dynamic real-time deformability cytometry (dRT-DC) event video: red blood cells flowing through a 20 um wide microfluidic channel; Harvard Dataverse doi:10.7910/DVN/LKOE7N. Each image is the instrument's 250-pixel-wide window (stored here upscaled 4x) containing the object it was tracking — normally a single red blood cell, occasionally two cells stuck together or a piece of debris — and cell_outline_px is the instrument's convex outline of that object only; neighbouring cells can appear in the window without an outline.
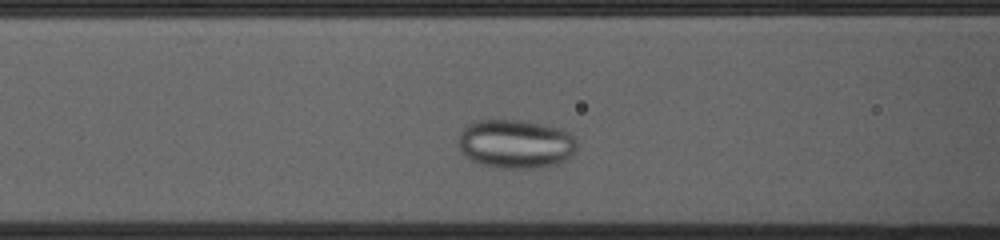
{"species": "common noctule bat (a hibernating species)", "species_latin": "Nyctalus noctula", "temperature_condition": "cold", "stored_images_in_passage": 33, "camera_frame_rate_fps": 3000, "um_per_image_px": 0.085, "animal": {"sex": "female", "body_mass_g": 23.0, "forearm_length_mm": 53.4}, "frame": {"image": 1, "passage_image": 10, "time_ms": 3.0, "image_size_px": [1000, 240], "cell_outline_px": [[576, 148], [572, 156], [556, 164], [536, 168], [500, 168], [484, 164], [472, 160], [460, 148], [460, 132], [468, 124], [476, 120], [520, 120], [544, 124], [560, 128], [572, 132], [576, 140]], "centroid_in_image_um": [43.89, 12.21], "position_along_channel_um": 122.7, "area_um2": 33.64}}
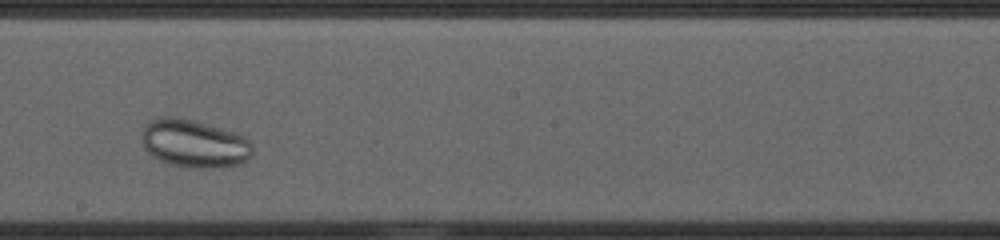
{"frame": {"image": 2, "passage_image": 19, "time_ms": 6.0, "image_size_px": [1000, 240], "cell_outline_px": [[252, 156], [248, 160], [240, 164], [224, 168], [188, 168], [172, 164], [160, 160], [152, 156], [144, 148], [140, 136], [144, 124], [148, 120], [160, 116], [172, 116], [196, 120], [236, 132], [244, 136], [252, 144]], "centroid_in_image_um": [16.5, 12.19], "position_along_channel_um": 231.7, "area_um2": 31.79}}
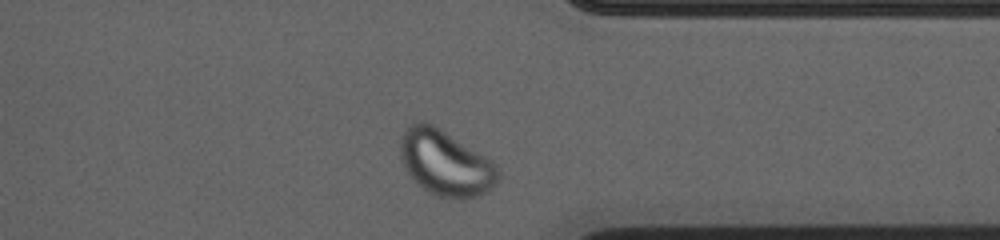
{"frame": {"image": 3, "passage_image": 31, "time_ms": 10.0, "image_size_px": [1000, 240], "cell_outline_px": [[500, 168], [496, 180], [488, 192], [480, 196], [460, 200], [456, 200], [436, 196], [412, 180], [408, 176], [400, 160], [400, 140], [408, 124], [424, 120], [440, 128], [492, 160]], "centroid_in_image_um": [37.84, 13.87], "position_along_channel_um": 373.6, "area_um2": 37.8}}